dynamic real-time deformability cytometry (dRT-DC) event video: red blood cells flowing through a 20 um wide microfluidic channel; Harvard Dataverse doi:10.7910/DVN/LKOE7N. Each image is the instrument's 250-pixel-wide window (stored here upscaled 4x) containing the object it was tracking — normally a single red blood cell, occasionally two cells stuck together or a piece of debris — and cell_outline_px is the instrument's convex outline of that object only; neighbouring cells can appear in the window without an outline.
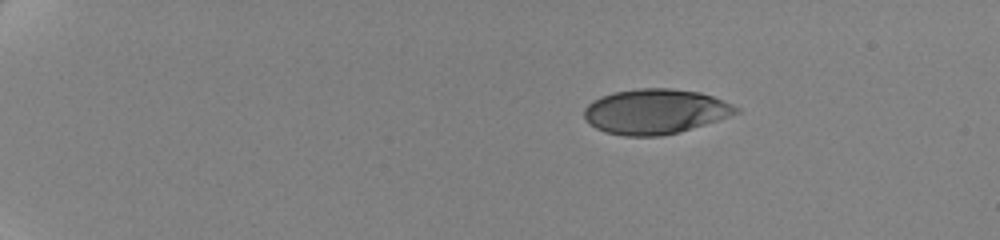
{"species": "human", "species_latin": "Homo sapiens", "temperature_condition": "cold", "stored_images_in_passage": 34, "camera_frame_rate_fps": 3000, "um_per_image_px": 0.085, "donor": {"sex": "female"}, "frame": {"image": 1, "passage_image": 1, "time_ms": 0.0, "image_size_px": [1000, 240], "cell_outline_px": [[740, 112], [680, 132], [660, 136], [624, 136], [604, 132], [596, 128], [584, 120], [584, 108], [592, 100], [600, 96], [612, 92], [640, 88], [672, 88], [700, 92], [724, 100], [740, 108]], "centroid_in_image_um": [55.66, 9.47], "position_along_channel_um": 29.3, "area_um2": 40.0}}
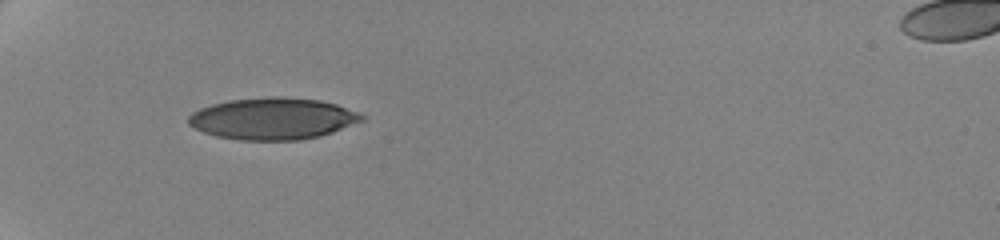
{"frame": {"image": 2, "passage_image": 24, "time_ms": 3.667, "image_size_px": [1000, 240], "cell_outline_px": [[364, 120], [332, 132], [320, 136], [300, 140], [240, 140], [216, 136], [204, 132], [188, 124], [188, 116], [192, 112], [200, 108], [212, 104], [228, 100], [268, 96], [280, 96], [320, 100], [336, 104], [356, 112], [364, 116]], "centroid_in_image_um": [23.16, 10.08], "position_along_channel_um": 61.8, "area_um2": 42.14}}
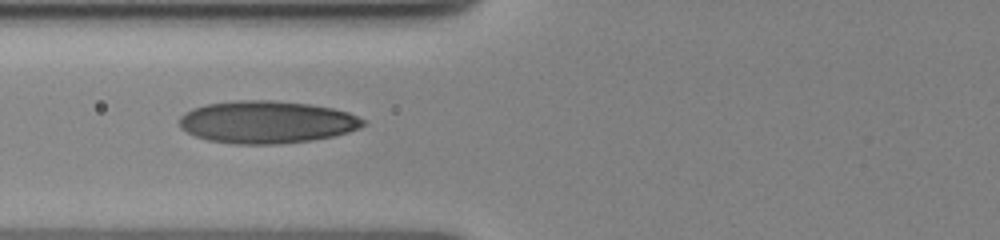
{"frame": {"image": 3, "passage_image": 33, "time_ms": 5.333, "image_size_px": [1000, 240], "cell_outline_px": [[368, 124], [360, 128], [348, 132], [332, 136], [312, 140], [280, 144], [236, 144], [208, 140], [196, 136], [180, 128], [180, 116], [184, 112], [192, 108], [208, 104], [236, 100], [272, 100], [308, 104], [332, 108], [348, 112], [364, 120]], "centroid_in_image_um": [22.67, 10.37], "position_along_channel_um": 103.1, "area_um2": 45.43}}